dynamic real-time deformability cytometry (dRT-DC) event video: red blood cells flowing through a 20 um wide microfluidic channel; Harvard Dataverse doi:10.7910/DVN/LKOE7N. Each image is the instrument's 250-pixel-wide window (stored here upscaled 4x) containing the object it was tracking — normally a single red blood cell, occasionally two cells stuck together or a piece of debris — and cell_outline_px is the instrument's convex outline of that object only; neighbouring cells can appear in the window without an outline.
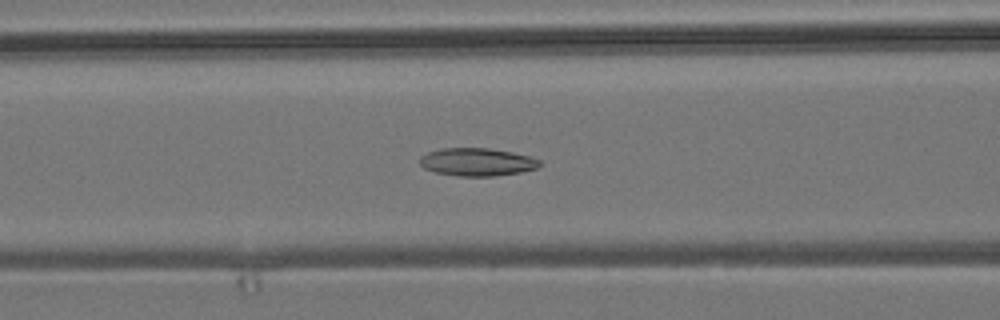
{"species": "common noctule bat (a hibernating species)", "species_latin": "Nyctalus noctula", "temperature_condition": "room temperature", "stored_images_in_passage": 55, "camera_frame_rate_fps": 3000, "um_per_image_px": 0.085, "animal": {"sex": "male", "body_mass_g": 19.2, "forearm_length_mm": 51.8}, "frame": {"image": 1, "passage_image": 22, "time_ms": 7.0, "image_size_px": [1000, 320], "cell_outline_px": [[544, 164], [536, 168], [520, 172], [492, 176], [460, 176], [436, 172], [424, 168], [420, 164], [420, 156], [428, 152], [444, 148], [488, 148], [512, 152], [528, 156], [540, 160]], "centroid_in_image_um": [40.56, 13.76], "position_along_channel_um": 126.0, "area_um2": 19.36}}
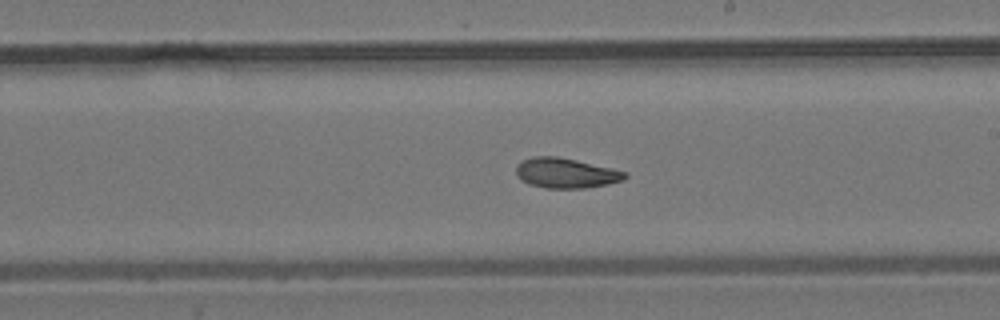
{"frame": {"image": 2, "passage_image": 31, "time_ms": 10.0, "image_size_px": [1000, 320], "cell_outline_px": [[628, 176], [624, 180], [608, 184], [584, 188], [544, 188], [528, 184], [520, 180], [516, 176], [516, 164], [532, 156], [556, 156], [576, 160], [612, 168], [628, 172]], "centroid_in_image_um": [48.08, 14.71], "position_along_channel_um": 240.9, "area_um2": 19.25}}
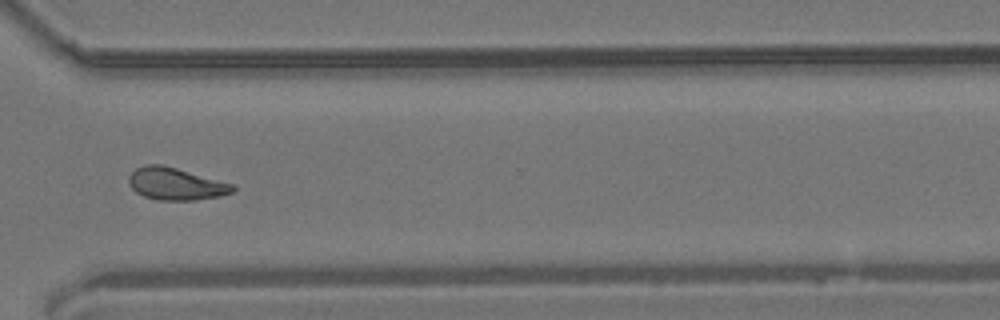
{"frame": {"image": 3, "passage_image": 40, "time_ms": 13.0, "image_size_px": [1000, 320], "cell_outline_px": [[236, 188], [232, 192], [220, 196], [196, 200], [160, 200], [144, 196], [136, 192], [128, 184], [128, 176], [136, 168], [144, 164], [160, 164], [176, 168], [236, 184]], "centroid_in_image_um": [14.95, 15.62], "position_along_channel_um": 355.6, "area_um2": 19.65}, "authors_computed_cell_mechanics": {"area_um2": 19.363, "velocity_mm_per_s": 3.8268, "shape_relaxation_time_tau1_ms": null, "shape_relaxation_time_tau2_ms": 3.1374, "deformation_change_tau1": null, "deformation_change_tau2": 0.0949}}